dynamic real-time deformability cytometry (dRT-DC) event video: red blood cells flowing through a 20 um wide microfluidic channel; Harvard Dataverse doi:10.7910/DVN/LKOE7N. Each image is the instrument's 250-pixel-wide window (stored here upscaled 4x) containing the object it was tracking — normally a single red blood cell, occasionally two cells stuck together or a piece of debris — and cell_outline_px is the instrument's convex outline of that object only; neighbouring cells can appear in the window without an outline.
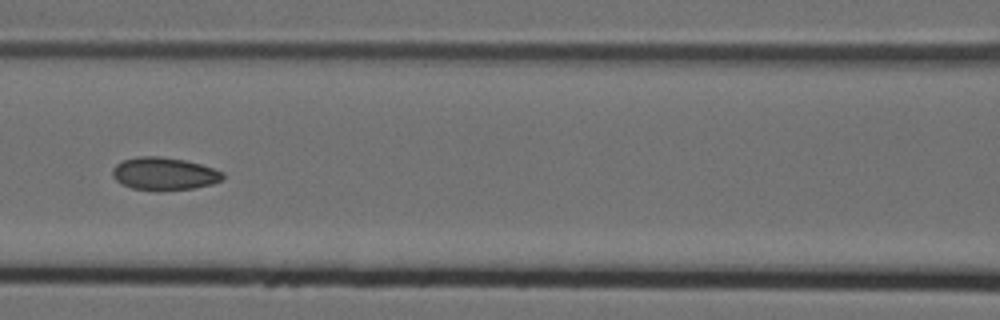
{"species": "Egyptian fruit bat (a non-hibernating species)", "species_latin": "Rousettus aegyptiacus", "temperature_condition": "cold", "stored_images_in_passage": 9, "camera_frame_rate_fps": 3000, "um_per_image_px": 0.085, "animal": {"sex": "female"}, "frame": {"image": 1, "passage_image": 6, "time_ms": 1.667, "image_size_px": [1000, 320], "cell_outline_px": [[224, 176], [220, 180], [212, 184], [192, 188], [160, 192], [156, 192], [132, 188], [120, 184], [112, 176], [112, 168], [116, 164], [124, 160], [140, 156], [160, 156], [184, 160], [200, 164], [224, 172]], "centroid_in_image_um": [13.92, 14.79], "position_along_channel_um": 152.7, "area_um2": 21.27}}
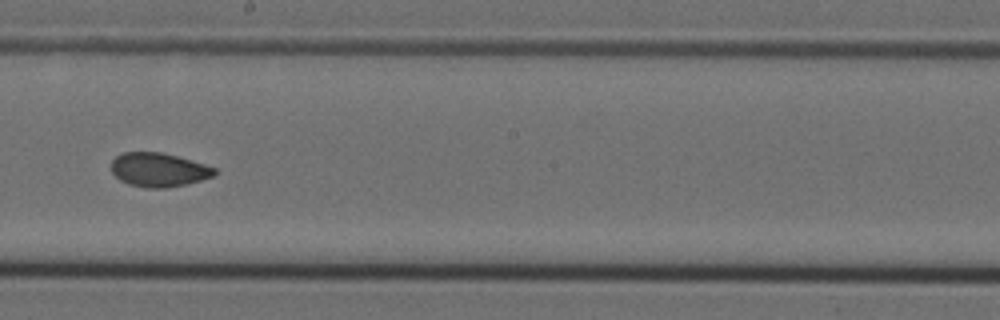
{"frame": {"image": 2, "passage_image": 8, "time_ms": 2.333, "image_size_px": [1000, 320], "cell_outline_px": [[216, 172], [212, 176], [188, 184], [168, 188], [144, 188], [128, 184], [120, 180], [112, 172], [112, 160], [116, 156], [124, 152], [160, 152], [176, 156], [204, 164], [216, 168]], "centroid_in_image_um": [13.47, 14.44], "position_along_channel_um": 234.7, "area_um2": 20.35}}
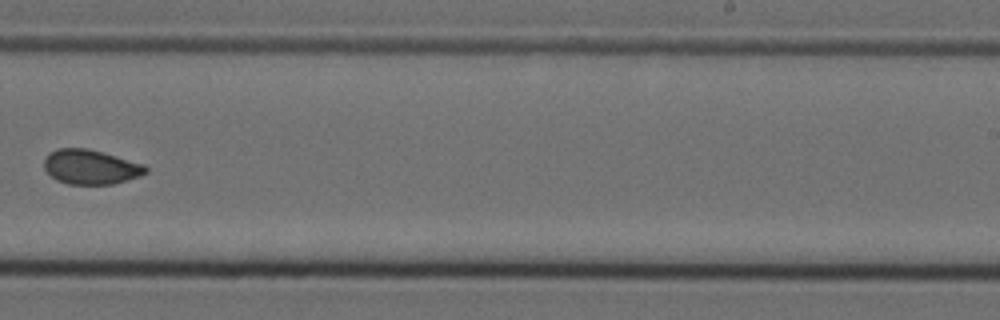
{"frame": {"image": 3, "passage_image": 9, "time_ms": 2.667, "image_size_px": [1000, 320], "cell_outline_px": [[148, 172], [140, 176], [112, 184], [68, 184], [56, 180], [44, 168], [44, 160], [48, 152], [56, 148], [88, 148], [144, 164], [148, 168]], "centroid_in_image_um": [7.69, 14.18], "position_along_channel_um": 281.3, "area_um2": 20.52}}